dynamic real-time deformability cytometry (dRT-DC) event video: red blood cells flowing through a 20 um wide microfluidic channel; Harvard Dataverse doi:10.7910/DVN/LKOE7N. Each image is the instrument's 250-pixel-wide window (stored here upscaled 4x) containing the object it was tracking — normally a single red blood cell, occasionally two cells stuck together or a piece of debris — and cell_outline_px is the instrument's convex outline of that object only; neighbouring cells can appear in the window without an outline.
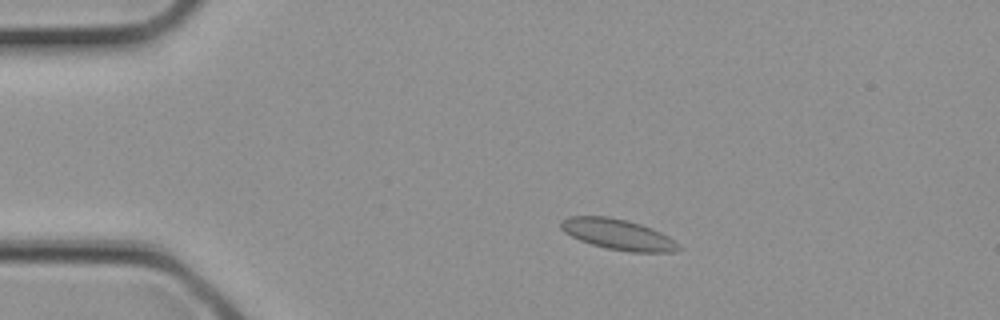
{"species": "common noctule bat (a hibernating species)", "species_latin": "Nyctalus noctula", "temperature_condition": "cold", "stored_images_in_passage": 3, "camera_frame_rate_fps": 3000, "um_per_image_px": 0.085, "animal": {"sex": "female", "body_mass_g": 21.9}, "frame": {"image": 1, "passage_image": 3, "time_ms": 0.667, "image_size_px": [1000, 320], "cell_outline_px": [[680, 248], [676, 252], [632, 252], [608, 248], [592, 244], [580, 240], [564, 232], [560, 228], [560, 220], [568, 216], [608, 216], [628, 220], [652, 228], [668, 236], [680, 244]], "centroid_in_image_um": [52.53, 19.91], "position_along_channel_um": 32.5, "area_um2": 21.04}}